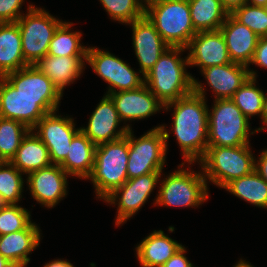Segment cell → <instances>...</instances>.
<instances>
[{"label":"cell","instance_id":"1","mask_svg":"<svg viewBox=\"0 0 267 267\" xmlns=\"http://www.w3.org/2000/svg\"><path fill=\"white\" fill-rule=\"evenodd\" d=\"M193 78V92L164 105L174 107L173 132L186 162L200 160L208 147V107L204 86Z\"/></svg>","mask_w":267,"mask_h":267},{"label":"cell","instance_id":"2","mask_svg":"<svg viewBox=\"0 0 267 267\" xmlns=\"http://www.w3.org/2000/svg\"><path fill=\"white\" fill-rule=\"evenodd\" d=\"M186 48L169 47L152 69L145 75L144 84L163 104L176 101L193 92V78L186 72L188 58H180L178 54Z\"/></svg>","mask_w":267,"mask_h":267},{"label":"cell","instance_id":"3","mask_svg":"<svg viewBox=\"0 0 267 267\" xmlns=\"http://www.w3.org/2000/svg\"><path fill=\"white\" fill-rule=\"evenodd\" d=\"M128 157V133L119 140L96 146L94 165L87 179H91L98 198L105 200L128 180Z\"/></svg>","mask_w":267,"mask_h":267},{"label":"cell","instance_id":"4","mask_svg":"<svg viewBox=\"0 0 267 267\" xmlns=\"http://www.w3.org/2000/svg\"><path fill=\"white\" fill-rule=\"evenodd\" d=\"M144 15L169 47L186 48L197 33L188 0H165L145 6Z\"/></svg>","mask_w":267,"mask_h":267},{"label":"cell","instance_id":"5","mask_svg":"<svg viewBox=\"0 0 267 267\" xmlns=\"http://www.w3.org/2000/svg\"><path fill=\"white\" fill-rule=\"evenodd\" d=\"M206 180L223 188L233 179L249 175L255 170L256 158L249 144L234 147H207L199 160Z\"/></svg>","mask_w":267,"mask_h":267},{"label":"cell","instance_id":"6","mask_svg":"<svg viewBox=\"0 0 267 267\" xmlns=\"http://www.w3.org/2000/svg\"><path fill=\"white\" fill-rule=\"evenodd\" d=\"M208 111V147L249 144L250 121L231 99H215Z\"/></svg>","mask_w":267,"mask_h":267},{"label":"cell","instance_id":"7","mask_svg":"<svg viewBox=\"0 0 267 267\" xmlns=\"http://www.w3.org/2000/svg\"><path fill=\"white\" fill-rule=\"evenodd\" d=\"M168 139L169 133L164 125L156 126L137 139L133 136L132 129H129L128 179L152 172H162Z\"/></svg>","mask_w":267,"mask_h":267},{"label":"cell","instance_id":"8","mask_svg":"<svg viewBox=\"0 0 267 267\" xmlns=\"http://www.w3.org/2000/svg\"><path fill=\"white\" fill-rule=\"evenodd\" d=\"M28 13L17 24L20 29L22 52L29 65H36L48 53L49 43L62 23L44 9L29 5Z\"/></svg>","mask_w":267,"mask_h":267},{"label":"cell","instance_id":"9","mask_svg":"<svg viewBox=\"0 0 267 267\" xmlns=\"http://www.w3.org/2000/svg\"><path fill=\"white\" fill-rule=\"evenodd\" d=\"M207 197V180L202 172L179 168L163 179L155 203L159 206L198 207Z\"/></svg>","mask_w":267,"mask_h":267},{"label":"cell","instance_id":"10","mask_svg":"<svg viewBox=\"0 0 267 267\" xmlns=\"http://www.w3.org/2000/svg\"><path fill=\"white\" fill-rule=\"evenodd\" d=\"M60 100H40L18 92L0 77V117L23 123L30 130L47 114L58 110Z\"/></svg>","mask_w":267,"mask_h":267},{"label":"cell","instance_id":"11","mask_svg":"<svg viewBox=\"0 0 267 267\" xmlns=\"http://www.w3.org/2000/svg\"><path fill=\"white\" fill-rule=\"evenodd\" d=\"M86 61L93 71L109 84L107 94L137 89L144 84V77L107 51L88 47Z\"/></svg>","mask_w":267,"mask_h":267},{"label":"cell","instance_id":"12","mask_svg":"<svg viewBox=\"0 0 267 267\" xmlns=\"http://www.w3.org/2000/svg\"><path fill=\"white\" fill-rule=\"evenodd\" d=\"M161 173L162 172H152L128 179L121 187L116 188L107 196L104 200L107 203L117 204L115 202H118V216L115 221L117 226L134 216L142 205L145 204L151 192L159 182L158 180Z\"/></svg>","mask_w":267,"mask_h":267},{"label":"cell","instance_id":"13","mask_svg":"<svg viewBox=\"0 0 267 267\" xmlns=\"http://www.w3.org/2000/svg\"><path fill=\"white\" fill-rule=\"evenodd\" d=\"M73 118L61 117L56 111L47 113L33 128L35 134L48 148L50 161L59 165L67 156L71 141L80 131L75 128ZM75 128V129H74Z\"/></svg>","mask_w":267,"mask_h":267},{"label":"cell","instance_id":"14","mask_svg":"<svg viewBox=\"0 0 267 267\" xmlns=\"http://www.w3.org/2000/svg\"><path fill=\"white\" fill-rule=\"evenodd\" d=\"M121 122L112 99L105 95L89 118L88 126L80 130L95 146L113 142L126 136L131 129L129 124L116 131Z\"/></svg>","mask_w":267,"mask_h":267},{"label":"cell","instance_id":"15","mask_svg":"<svg viewBox=\"0 0 267 267\" xmlns=\"http://www.w3.org/2000/svg\"><path fill=\"white\" fill-rule=\"evenodd\" d=\"M186 49L189 66H199L201 70L217 65L232 63L224 35L220 30L197 32Z\"/></svg>","mask_w":267,"mask_h":267},{"label":"cell","instance_id":"16","mask_svg":"<svg viewBox=\"0 0 267 267\" xmlns=\"http://www.w3.org/2000/svg\"><path fill=\"white\" fill-rule=\"evenodd\" d=\"M67 176L60 165L51 164L29 173L27 184L33 198L39 204L51 208L67 195Z\"/></svg>","mask_w":267,"mask_h":267},{"label":"cell","instance_id":"17","mask_svg":"<svg viewBox=\"0 0 267 267\" xmlns=\"http://www.w3.org/2000/svg\"><path fill=\"white\" fill-rule=\"evenodd\" d=\"M129 24L132 26L133 47L141 68L139 73L145 76L169 46L145 15Z\"/></svg>","mask_w":267,"mask_h":267},{"label":"cell","instance_id":"18","mask_svg":"<svg viewBox=\"0 0 267 267\" xmlns=\"http://www.w3.org/2000/svg\"><path fill=\"white\" fill-rule=\"evenodd\" d=\"M106 95L112 99L121 121L144 119L164 107L145 84L137 89Z\"/></svg>","mask_w":267,"mask_h":267},{"label":"cell","instance_id":"19","mask_svg":"<svg viewBox=\"0 0 267 267\" xmlns=\"http://www.w3.org/2000/svg\"><path fill=\"white\" fill-rule=\"evenodd\" d=\"M248 68L245 65L232 62L207 67L201 72L205 75L204 77L211 89H213L216 99H230L249 77H257L256 72Z\"/></svg>","mask_w":267,"mask_h":267},{"label":"cell","instance_id":"20","mask_svg":"<svg viewBox=\"0 0 267 267\" xmlns=\"http://www.w3.org/2000/svg\"><path fill=\"white\" fill-rule=\"evenodd\" d=\"M220 31L224 35L231 61L249 67L259 36L231 14L227 15Z\"/></svg>","mask_w":267,"mask_h":267},{"label":"cell","instance_id":"21","mask_svg":"<svg viewBox=\"0 0 267 267\" xmlns=\"http://www.w3.org/2000/svg\"><path fill=\"white\" fill-rule=\"evenodd\" d=\"M4 78L22 95L40 97V100H61L62 93L35 65H28Z\"/></svg>","mask_w":267,"mask_h":267},{"label":"cell","instance_id":"22","mask_svg":"<svg viewBox=\"0 0 267 267\" xmlns=\"http://www.w3.org/2000/svg\"><path fill=\"white\" fill-rule=\"evenodd\" d=\"M40 230L35 223L26 229L0 235V254L16 267H25L30 258L28 254L39 246Z\"/></svg>","mask_w":267,"mask_h":267},{"label":"cell","instance_id":"23","mask_svg":"<svg viewBox=\"0 0 267 267\" xmlns=\"http://www.w3.org/2000/svg\"><path fill=\"white\" fill-rule=\"evenodd\" d=\"M182 247L162 230H155L136 247V255L142 267H162Z\"/></svg>","mask_w":267,"mask_h":267},{"label":"cell","instance_id":"24","mask_svg":"<svg viewBox=\"0 0 267 267\" xmlns=\"http://www.w3.org/2000/svg\"><path fill=\"white\" fill-rule=\"evenodd\" d=\"M17 22L0 23V77L28 66Z\"/></svg>","mask_w":267,"mask_h":267},{"label":"cell","instance_id":"25","mask_svg":"<svg viewBox=\"0 0 267 267\" xmlns=\"http://www.w3.org/2000/svg\"><path fill=\"white\" fill-rule=\"evenodd\" d=\"M86 57L46 55L35 66L42 71L63 94L66 85L73 83L82 73Z\"/></svg>","mask_w":267,"mask_h":267},{"label":"cell","instance_id":"26","mask_svg":"<svg viewBox=\"0 0 267 267\" xmlns=\"http://www.w3.org/2000/svg\"><path fill=\"white\" fill-rule=\"evenodd\" d=\"M95 148L80 130L72 139L66 158L59 165L68 175L87 179L94 165Z\"/></svg>","mask_w":267,"mask_h":267},{"label":"cell","instance_id":"27","mask_svg":"<svg viewBox=\"0 0 267 267\" xmlns=\"http://www.w3.org/2000/svg\"><path fill=\"white\" fill-rule=\"evenodd\" d=\"M21 173L29 174L33 171L50 166L48 148L41 139L30 130L23 138L16 155L10 161Z\"/></svg>","mask_w":267,"mask_h":267},{"label":"cell","instance_id":"28","mask_svg":"<svg viewBox=\"0 0 267 267\" xmlns=\"http://www.w3.org/2000/svg\"><path fill=\"white\" fill-rule=\"evenodd\" d=\"M188 4L196 32L220 30L228 15L220 0H188Z\"/></svg>","mask_w":267,"mask_h":267},{"label":"cell","instance_id":"29","mask_svg":"<svg viewBox=\"0 0 267 267\" xmlns=\"http://www.w3.org/2000/svg\"><path fill=\"white\" fill-rule=\"evenodd\" d=\"M223 188L255 206L267 208V182L255 170L233 179Z\"/></svg>","mask_w":267,"mask_h":267},{"label":"cell","instance_id":"30","mask_svg":"<svg viewBox=\"0 0 267 267\" xmlns=\"http://www.w3.org/2000/svg\"><path fill=\"white\" fill-rule=\"evenodd\" d=\"M73 23L62 22L56 29L51 42L49 43L48 53L50 56H69L86 57L87 47L81 46L80 32H70Z\"/></svg>","mask_w":267,"mask_h":267},{"label":"cell","instance_id":"31","mask_svg":"<svg viewBox=\"0 0 267 267\" xmlns=\"http://www.w3.org/2000/svg\"><path fill=\"white\" fill-rule=\"evenodd\" d=\"M30 129L23 123L0 117V156L10 162Z\"/></svg>","mask_w":267,"mask_h":267},{"label":"cell","instance_id":"32","mask_svg":"<svg viewBox=\"0 0 267 267\" xmlns=\"http://www.w3.org/2000/svg\"><path fill=\"white\" fill-rule=\"evenodd\" d=\"M256 78L248 80L230 98L241 112L248 118L254 115H262L265 94L256 87Z\"/></svg>","mask_w":267,"mask_h":267},{"label":"cell","instance_id":"33","mask_svg":"<svg viewBox=\"0 0 267 267\" xmlns=\"http://www.w3.org/2000/svg\"><path fill=\"white\" fill-rule=\"evenodd\" d=\"M22 173L11 163L0 166V204H17L23 192Z\"/></svg>","mask_w":267,"mask_h":267},{"label":"cell","instance_id":"34","mask_svg":"<svg viewBox=\"0 0 267 267\" xmlns=\"http://www.w3.org/2000/svg\"><path fill=\"white\" fill-rule=\"evenodd\" d=\"M110 17L121 23H132L144 16L142 0H100Z\"/></svg>","mask_w":267,"mask_h":267},{"label":"cell","instance_id":"35","mask_svg":"<svg viewBox=\"0 0 267 267\" xmlns=\"http://www.w3.org/2000/svg\"><path fill=\"white\" fill-rule=\"evenodd\" d=\"M30 212L18 204H0V235L26 229L32 221Z\"/></svg>","mask_w":267,"mask_h":267},{"label":"cell","instance_id":"36","mask_svg":"<svg viewBox=\"0 0 267 267\" xmlns=\"http://www.w3.org/2000/svg\"><path fill=\"white\" fill-rule=\"evenodd\" d=\"M231 15L259 37L267 36V13L265 7L244 4L235 9Z\"/></svg>","mask_w":267,"mask_h":267},{"label":"cell","instance_id":"37","mask_svg":"<svg viewBox=\"0 0 267 267\" xmlns=\"http://www.w3.org/2000/svg\"><path fill=\"white\" fill-rule=\"evenodd\" d=\"M24 0H0V23L17 22L24 15L20 12Z\"/></svg>","mask_w":267,"mask_h":267},{"label":"cell","instance_id":"38","mask_svg":"<svg viewBox=\"0 0 267 267\" xmlns=\"http://www.w3.org/2000/svg\"><path fill=\"white\" fill-rule=\"evenodd\" d=\"M251 64L267 68V36L259 37Z\"/></svg>","mask_w":267,"mask_h":267},{"label":"cell","instance_id":"39","mask_svg":"<svg viewBox=\"0 0 267 267\" xmlns=\"http://www.w3.org/2000/svg\"><path fill=\"white\" fill-rule=\"evenodd\" d=\"M186 252L183 246L179 249L162 267H194L187 257L184 255Z\"/></svg>","mask_w":267,"mask_h":267},{"label":"cell","instance_id":"40","mask_svg":"<svg viewBox=\"0 0 267 267\" xmlns=\"http://www.w3.org/2000/svg\"><path fill=\"white\" fill-rule=\"evenodd\" d=\"M255 171L267 182V149L260 154V158L255 162Z\"/></svg>","mask_w":267,"mask_h":267},{"label":"cell","instance_id":"41","mask_svg":"<svg viewBox=\"0 0 267 267\" xmlns=\"http://www.w3.org/2000/svg\"><path fill=\"white\" fill-rule=\"evenodd\" d=\"M222 7L231 14L235 9L246 4V0H220Z\"/></svg>","mask_w":267,"mask_h":267},{"label":"cell","instance_id":"42","mask_svg":"<svg viewBox=\"0 0 267 267\" xmlns=\"http://www.w3.org/2000/svg\"><path fill=\"white\" fill-rule=\"evenodd\" d=\"M44 267H74V266L68 261L57 259L45 264Z\"/></svg>","mask_w":267,"mask_h":267},{"label":"cell","instance_id":"43","mask_svg":"<svg viewBox=\"0 0 267 267\" xmlns=\"http://www.w3.org/2000/svg\"><path fill=\"white\" fill-rule=\"evenodd\" d=\"M246 4L265 7L267 5V0H246Z\"/></svg>","mask_w":267,"mask_h":267},{"label":"cell","instance_id":"44","mask_svg":"<svg viewBox=\"0 0 267 267\" xmlns=\"http://www.w3.org/2000/svg\"><path fill=\"white\" fill-rule=\"evenodd\" d=\"M262 123L267 125V96L265 94V99H264V106H263V112L261 115Z\"/></svg>","mask_w":267,"mask_h":267},{"label":"cell","instance_id":"45","mask_svg":"<svg viewBox=\"0 0 267 267\" xmlns=\"http://www.w3.org/2000/svg\"><path fill=\"white\" fill-rule=\"evenodd\" d=\"M0 267H16V266L14 264H12L9 260H7L6 258H4L0 254Z\"/></svg>","mask_w":267,"mask_h":267},{"label":"cell","instance_id":"46","mask_svg":"<svg viewBox=\"0 0 267 267\" xmlns=\"http://www.w3.org/2000/svg\"><path fill=\"white\" fill-rule=\"evenodd\" d=\"M233 267H253L251 264L246 262L245 260H240L235 266Z\"/></svg>","mask_w":267,"mask_h":267},{"label":"cell","instance_id":"47","mask_svg":"<svg viewBox=\"0 0 267 267\" xmlns=\"http://www.w3.org/2000/svg\"><path fill=\"white\" fill-rule=\"evenodd\" d=\"M160 1H165V0H143V3H144V7L149 5V4H153V3H157V2H160Z\"/></svg>","mask_w":267,"mask_h":267},{"label":"cell","instance_id":"48","mask_svg":"<svg viewBox=\"0 0 267 267\" xmlns=\"http://www.w3.org/2000/svg\"><path fill=\"white\" fill-rule=\"evenodd\" d=\"M4 159L0 156V166L4 163Z\"/></svg>","mask_w":267,"mask_h":267}]
</instances>
